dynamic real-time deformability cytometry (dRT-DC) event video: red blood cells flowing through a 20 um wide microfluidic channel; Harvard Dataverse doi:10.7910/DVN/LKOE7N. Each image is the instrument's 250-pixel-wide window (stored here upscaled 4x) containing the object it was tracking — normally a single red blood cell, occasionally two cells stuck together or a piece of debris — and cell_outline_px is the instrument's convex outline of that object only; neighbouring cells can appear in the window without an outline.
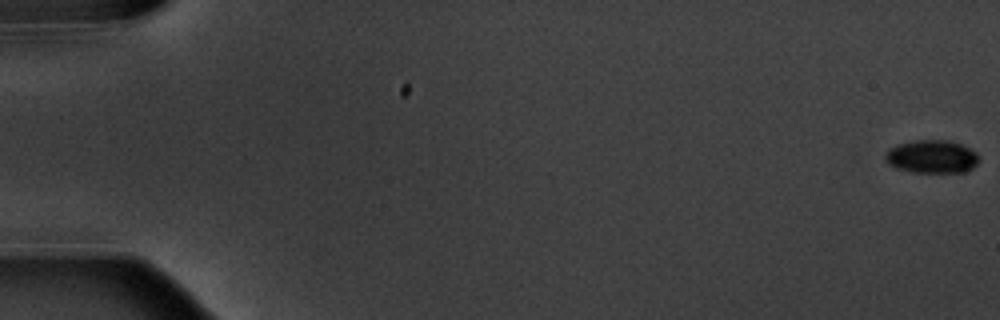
{"species": "common noctule bat (a hibernating species)", "species_latin": "Nyctalus noctula", "temperature_condition": "warm", "stored_images_in_passage": 6, "camera_frame_rate_fps": 3000, "um_per_image_px": 0.085, "animal": {"sex": "male", "body_mass_g": 20.1, "forearm_length_mm": 53.5}, "frame": {"image": 1, "passage_image": 1, "time_ms": 0.0, "image_size_px": [1000, 320], "cell_outline_px": [[980, 160], [972, 168], [964, 172], [912, 172], [896, 168], [888, 164], [884, 156], [884, 152], [888, 148], [896, 144], [916, 140], [948, 140], [960, 144], [976, 152]], "centroid_in_image_um": [79.16, 13.31], "position_along_channel_um": 5.8, "area_um2": 18.21}}
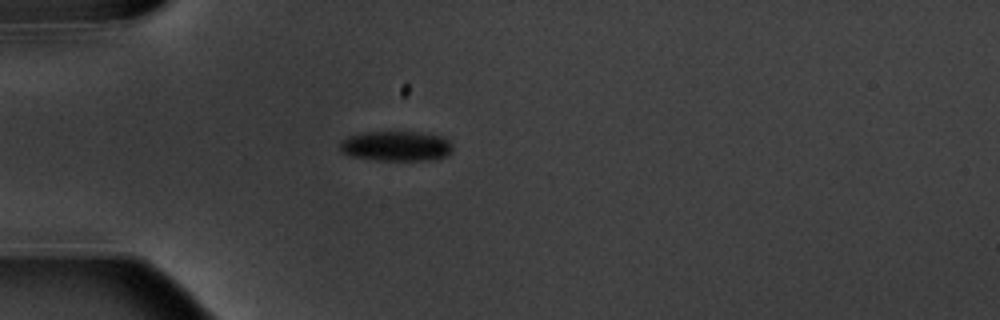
{"frame": {"image": 2, "passage_image": 5, "time_ms": 5.667, "image_size_px": [1000, 320], "cell_outline_px": [[452, 152], [444, 156], [432, 160], [376, 160], [352, 156], [344, 152], [340, 148], [340, 140], [348, 136], [364, 132], [420, 132], [444, 136], [452, 144]], "centroid_in_image_um": [33.7, 12.41], "position_along_channel_um": 51.3, "area_um2": 19.77}}